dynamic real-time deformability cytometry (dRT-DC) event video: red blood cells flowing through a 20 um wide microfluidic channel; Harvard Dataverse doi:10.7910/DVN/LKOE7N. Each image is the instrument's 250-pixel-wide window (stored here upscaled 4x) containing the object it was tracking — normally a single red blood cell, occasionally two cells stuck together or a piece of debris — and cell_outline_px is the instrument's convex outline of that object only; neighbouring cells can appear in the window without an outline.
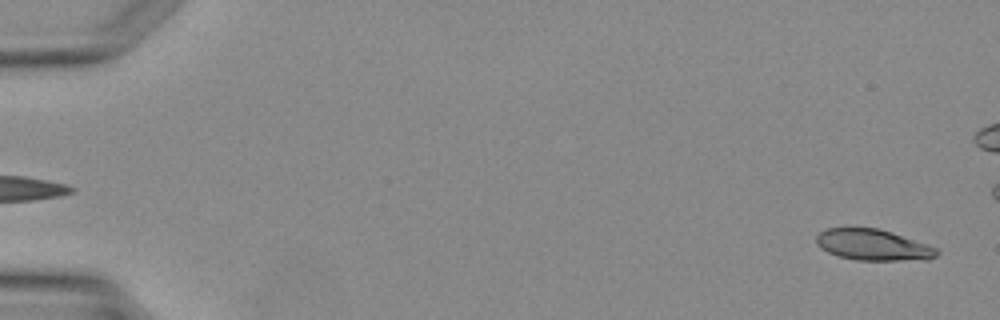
{"species": "Egyptian fruit bat (a non-hibernating species)", "species_latin": "Rousettus aegyptiacus", "temperature_condition": "warm", "stored_images_in_passage": 3, "segment_of_instrument_passage": [2, 2], "camera_frame_rate_fps": 3000, "um_per_image_px": 0.085, "animal": {"sex": "female"}, "frame": {"image": 1, "passage_image": 3, "time_ms": 3.0, "image_size_px": [1000, 320], "cell_outline_px": [[940, 252], [936, 256], [928, 260], [856, 260], [840, 256], [828, 252], [820, 248], [816, 244], [816, 236], [820, 232], [828, 228], [876, 228], [928, 244], [936, 248]], "centroid_in_image_um": [74.21, 20.83], "position_along_channel_um": 10.8, "area_um2": 21.68}}